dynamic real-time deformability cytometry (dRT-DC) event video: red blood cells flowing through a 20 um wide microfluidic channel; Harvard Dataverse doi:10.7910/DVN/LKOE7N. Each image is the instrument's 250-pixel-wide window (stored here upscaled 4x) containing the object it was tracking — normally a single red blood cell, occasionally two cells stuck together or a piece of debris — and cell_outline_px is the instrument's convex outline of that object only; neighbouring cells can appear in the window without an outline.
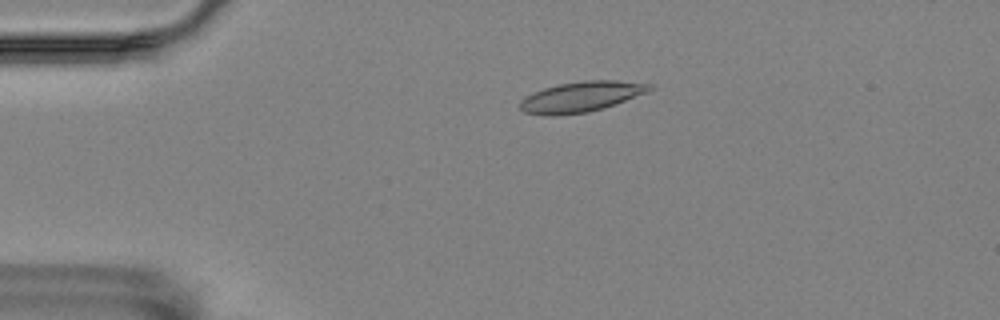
{"species": "Egyptian fruit bat (a non-hibernating species)", "species_latin": "Rousettus aegyptiacus", "temperature_condition": "room temperature", "stored_images_in_passage": 58, "camera_frame_rate_fps": 3000, "um_per_image_px": 0.085, "animal": {"sex": "female"}, "frame": {"image": 1, "passage_image": 12, "time_ms": 3.667, "image_size_px": [1000, 320], "cell_outline_px": [[656, 88], [648, 92], [604, 108], [588, 112], [552, 116], [548, 116], [524, 112], [520, 108], [520, 100], [524, 96], [532, 92], [556, 84], [584, 80], [616, 80], [652, 84]], "centroid_in_image_um": [49.4, 8.21], "position_along_channel_um": 35.6, "area_um2": 23.24}}
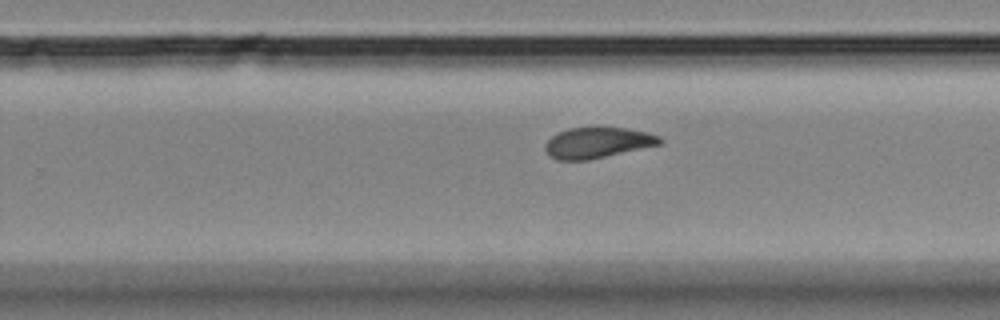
{"frame": {"image": 2, "passage_image": 36, "time_ms": 11.667, "image_size_px": [1000, 320], "cell_outline_px": [[664, 140], [660, 144], [588, 160], [556, 160], [544, 148], [544, 144], [556, 132], [568, 128], [596, 124], [624, 128], [648, 132], [660, 136]], "centroid_in_image_um": [50.77, 12.07], "position_along_channel_um": 279.0, "area_um2": 21.15}}
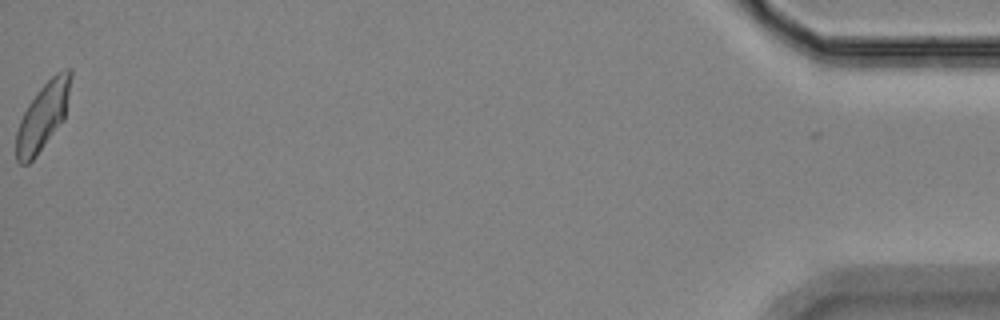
{"frame": {"image": 3, "passage_image": 57, "time_ms": 18.667, "image_size_px": [1000, 320], "cell_outline_px": [[72, 76], [64, 120], [36, 156], [28, 164], [20, 164], [16, 160], [16, 132], [20, 120], [28, 104], [40, 88], [56, 72], [64, 68], [72, 68]], "centroid_in_image_um": [3.65, 9.87], "position_along_channel_um": 431.5, "area_um2": 21.33}, "authors_computed_cell_mechanics": {"area_um2": 21.4438, "velocity_mm_per_s": 3.5177, "shape_relaxation_time_tau1_ms": 5.4355, "shape_relaxation_time_tau2_ms": 2.5791, "deformation_change_tau1": 0.1301, "deformation_change_tau2": 0.0805}}